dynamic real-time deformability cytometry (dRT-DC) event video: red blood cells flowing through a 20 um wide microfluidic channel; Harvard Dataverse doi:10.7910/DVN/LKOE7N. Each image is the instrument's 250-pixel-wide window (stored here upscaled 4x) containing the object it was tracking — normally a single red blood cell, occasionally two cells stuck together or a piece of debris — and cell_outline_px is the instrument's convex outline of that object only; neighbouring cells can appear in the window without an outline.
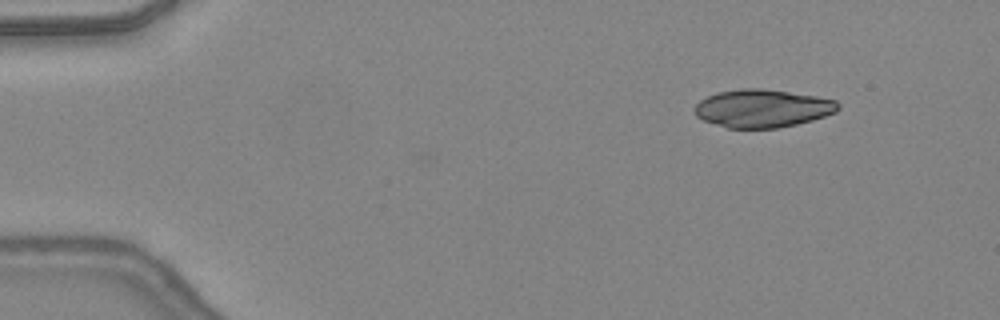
{"species": "common noctule bat (a hibernating species)", "species_latin": "Nyctalus noctula", "temperature_condition": "warm", "stored_images_in_passage": 42, "camera_frame_rate_fps": 3000, "um_per_image_px": 0.085, "animal": {"sex": "female", "body_mass_g": 24.6, "forearm_length_mm": 56.2}, "frame": {"image": 1, "passage_image": 1, "time_ms": 0.0, "image_size_px": [1000, 320], "cell_outline_px": [[840, 108], [836, 112], [812, 120], [796, 124], [776, 128], [728, 128], [704, 120], [696, 116], [696, 104], [700, 100], [716, 92], [740, 88], [760, 88], [816, 96], [836, 100], [840, 104]], "centroid_in_image_um": [64.82, 9.2], "position_along_channel_um": 20.2, "area_um2": 31.62}}